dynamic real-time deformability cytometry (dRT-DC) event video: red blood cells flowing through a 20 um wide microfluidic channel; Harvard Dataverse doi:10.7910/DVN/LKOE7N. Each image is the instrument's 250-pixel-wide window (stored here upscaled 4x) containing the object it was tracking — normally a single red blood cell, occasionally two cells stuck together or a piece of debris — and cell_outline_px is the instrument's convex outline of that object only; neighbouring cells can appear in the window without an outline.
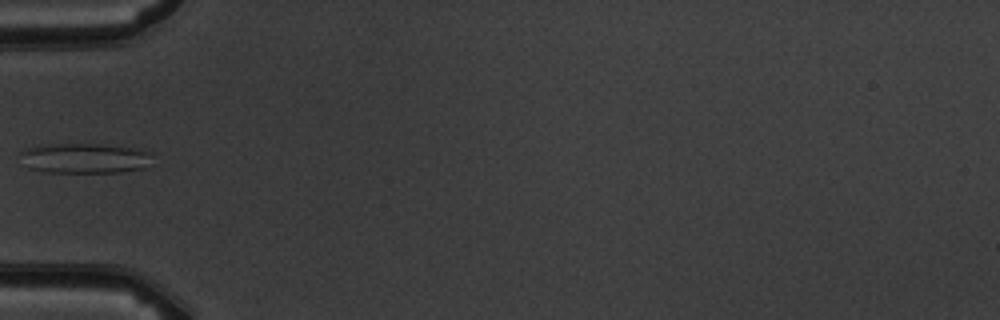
{"species": "common noctule bat (a hibernating species)", "species_latin": "Nyctalus noctula", "temperature_condition": "warm", "stored_images_in_passage": 7, "camera_frame_rate_fps": 3000, "um_per_image_px": 0.085, "animal": {"sex": "male", "body_mass_g": 19.5, "forearm_length_mm": 54.6}, "frame": {"image": 1, "passage_image": 6, "time_ms": 6.0, "image_size_px": [1000, 320], "cell_outline_px": [[152, 164], [144, 168], [120, 172], [48, 172], [28, 168], [20, 152], [36, 144], [100, 144], [144, 148], [152, 152]], "centroid_in_image_um": [7.3, 13.43], "position_along_channel_um": 77.7, "area_um2": 23.58}}
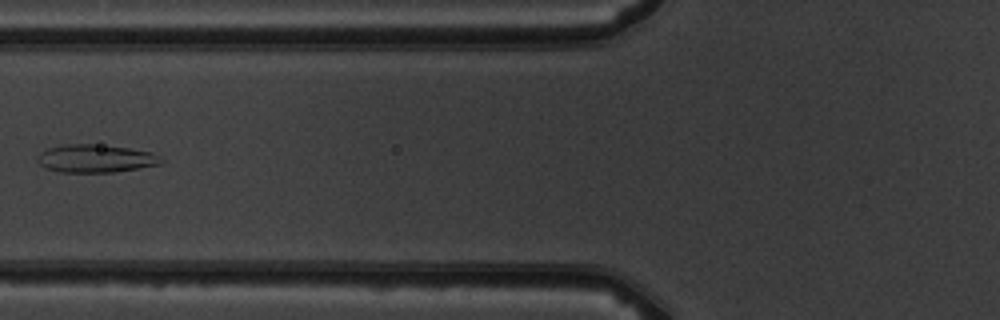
{"frame": {"image": 2, "passage_image": 7, "time_ms": 7.0, "image_size_px": [1000, 320], "cell_outline_px": [[164, 164], [140, 168], [112, 172], [60, 172], [48, 168], [40, 164], [36, 160], [36, 156], [40, 152], [48, 148], [60, 144], [92, 144], [128, 148], [152, 152], [164, 160]], "centroid_in_image_um": [8.13, 13.47], "position_along_channel_um": 117.7, "area_um2": 20.23}}